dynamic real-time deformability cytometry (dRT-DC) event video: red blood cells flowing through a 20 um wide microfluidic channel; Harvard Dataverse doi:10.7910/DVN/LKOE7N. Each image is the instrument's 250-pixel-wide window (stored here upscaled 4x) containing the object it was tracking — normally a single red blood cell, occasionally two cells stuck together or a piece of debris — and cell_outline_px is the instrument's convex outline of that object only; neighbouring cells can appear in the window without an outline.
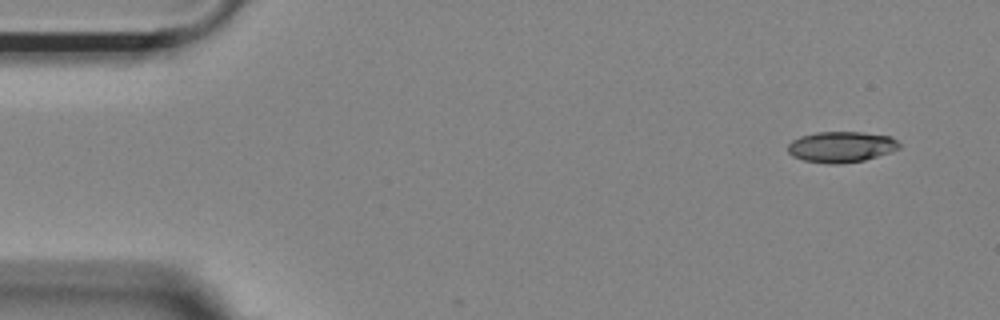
{"species": "Egyptian fruit bat (a non-hibernating species)", "species_latin": "Rousettus aegyptiacus", "temperature_condition": "room temperature", "stored_images_in_passage": 51, "camera_frame_rate_fps": 3000, "um_per_image_px": 0.085, "animal": {"sex": "female"}, "frame": {"image": 1, "passage_image": 1, "time_ms": 0.0, "image_size_px": [1000, 320], "cell_outline_px": [[900, 148], [864, 160], [840, 164], [828, 164], [804, 160], [792, 156], [788, 152], [788, 144], [792, 140], [800, 136], [816, 132], [860, 132], [892, 136], [900, 144]], "centroid_in_image_um": [71.48, 12.48], "position_along_channel_um": 13.5, "area_um2": 20.0}}
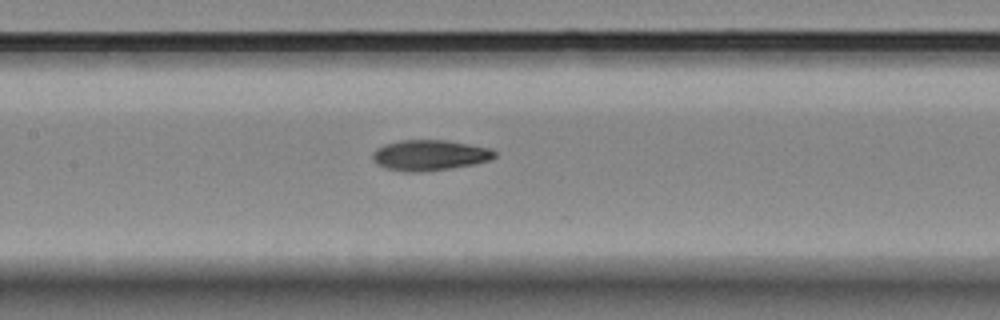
{"frame": {"image": 2, "passage_image": 22, "time_ms": 7.0, "image_size_px": [1000, 320], "cell_outline_px": [[496, 156], [492, 160], [476, 164], [452, 168], [424, 172], [404, 172], [384, 168], [376, 164], [372, 160], [372, 152], [376, 148], [384, 144], [400, 140], [448, 140], [492, 148], [496, 152]], "centroid_in_image_um": [36.52, 13.2], "position_along_channel_um": 170.9, "area_um2": 22.31}}
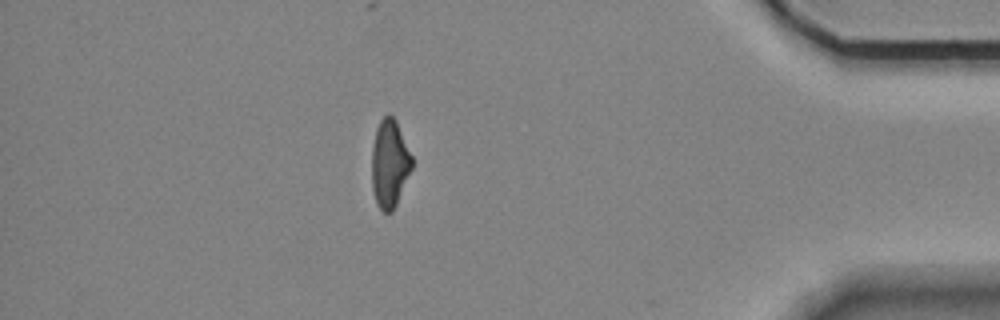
{"frame": {"image": 3, "passage_image": 44, "time_ms": 14.333, "image_size_px": [1000, 320], "cell_outline_px": [[412, 168], [396, 204], [392, 212], [384, 212], [376, 204], [372, 188], [372, 148], [376, 128], [380, 120], [388, 112], [396, 120], [412, 156]], "centroid_in_image_um": [33.11, 13.89], "position_along_channel_um": 402.1, "area_um2": 20.52}, "authors_computed_cell_mechanics": {"area_um2": 21.1548, "velocity_mm_per_s": 3.7252, "shape_relaxation_time_tau1_ms": 4.8953, "shape_relaxation_time_tau2_ms": 4.9835, "deformation_change_tau1": 0.1884, "deformation_change_tau2": 0.1348}}